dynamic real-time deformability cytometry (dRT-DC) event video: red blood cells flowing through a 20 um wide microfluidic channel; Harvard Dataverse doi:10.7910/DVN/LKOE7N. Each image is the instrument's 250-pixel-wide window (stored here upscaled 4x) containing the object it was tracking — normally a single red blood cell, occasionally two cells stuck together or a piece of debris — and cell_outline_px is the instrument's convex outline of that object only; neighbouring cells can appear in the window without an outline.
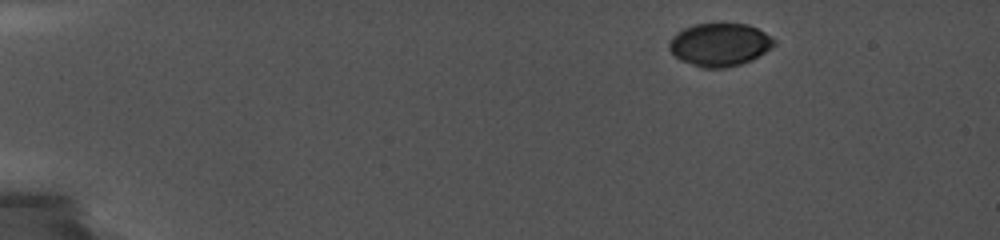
{"species": "common noctule bat (a hibernating species)", "species_latin": "Nyctalus noctula", "temperature_condition": "cold", "stored_images_in_passage": 17, "camera_frame_rate_fps": 5000, "um_per_image_px": 0.085, "animal": {"sex": "female", "body_mass_g": 19.0, "forearm_length_mm": 56.7}, "frame": {"image": 1, "passage_image": 1, "time_ms": 0.0, "image_size_px": [1000, 240], "cell_outline_px": [[776, 44], [772, 48], [752, 60], [740, 64], [724, 68], [700, 68], [680, 60], [668, 48], [668, 44], [672, 36], [676, 32], [684, 28], [696, 24], [748, 24], [764, 32], [776, 40]], "centroid_in_image_um": [61.17, 3.8], "position_along_channel_um": 23.8, "area_um2": 26.36}}
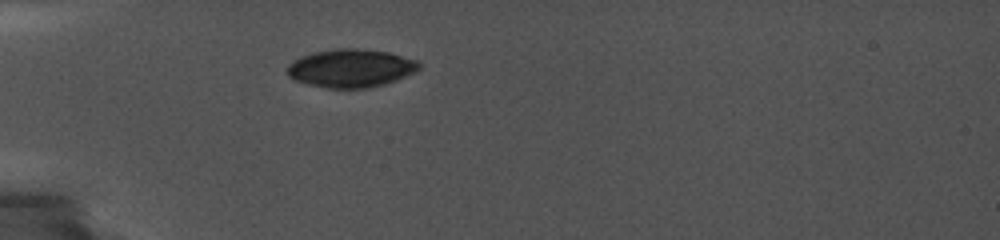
{"frame": {"image": 2, "passage_image": 13, "time_ms": 3.4, "image_size_px": [1000, 240], "cell_outline_px": [[420, 68], [416, 72], [396, 80], [384, 84], [368, 88], [328, 88], [308, 84], [296, 80], [288, 76], [288, 64], [300, 56], [312, 52], [336, 48], [352, 48], [388, 52], [420, 60]], "centroid_in_image_um": [29.85, 5.79], "position_along_channel_um": 55.2, "area_um2": 29.48}}